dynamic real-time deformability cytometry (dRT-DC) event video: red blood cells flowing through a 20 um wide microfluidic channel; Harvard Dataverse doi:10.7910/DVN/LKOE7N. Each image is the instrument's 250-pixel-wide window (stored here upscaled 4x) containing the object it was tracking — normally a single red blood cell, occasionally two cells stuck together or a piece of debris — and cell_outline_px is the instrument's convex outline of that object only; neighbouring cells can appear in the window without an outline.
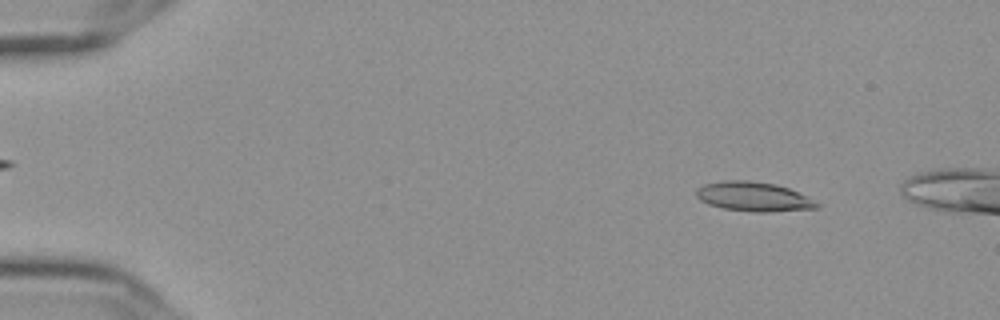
{"species": "Egyptian fruit bat (a non-hibernating species)", "species_latin": "Rousettus aegyptiacus", "temperature_condition": "cold", "stored_images_in_passage": 53, "camera_frame_rate_fps": 3000, "um_per_image_px": 0.085, "frame": {"image": 1, "passage_image": 7, "time_ms": 2.0, "image_size_px": [1000, 320], "cell_outline_px": [[820, 208], [768, 212], [756, 212], [720, 208], [708, 204], [700, 200], [696, 196], [696, 188], [704, 184], [724, 180], [748, 180], [772, 184], [788, 188], [820, 204]], "centroid_in_image_um": [63.99, 16.72], "position_along_channel_um": 21.0, "area_um2": 20.52}}
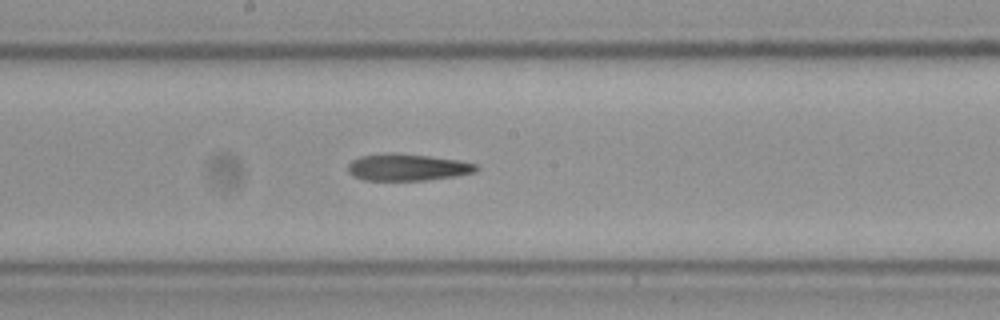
{"frame": {"image": 2, "passage_image": 31, "time_ms": 10.0, "image_size_px": [1000, 320], "cell_outline_px": [[480, 168], [476, 172], [452, 176], [424, 180], [364, 180], [352, 176], [348, 172], [348, 164], [352, 160], [360, 156], [388, 152], [396, 152], [428, 156], [456, 160], [476, 164]], "centroid_in_image_um": [34.58, 14.21], "position_along_channel_um": 213.6, "area_um2": 20.06}}
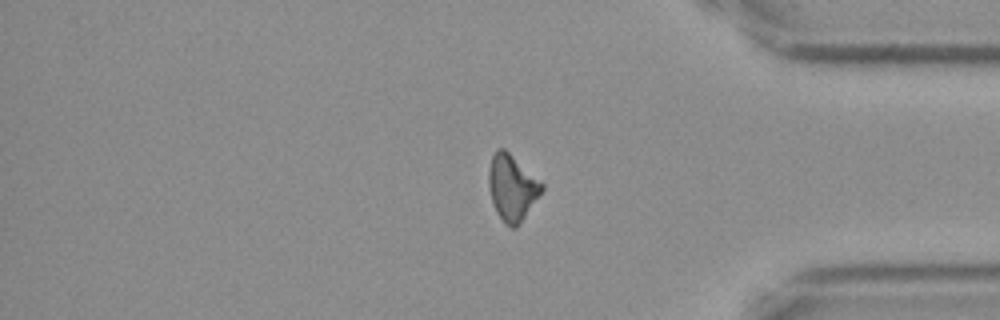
{"frame": {"image": 3, "passage_image": 47, "time_ms": 15.333, "image_size_px": [1000, 320], "cell_outline_px": [[544, 188], [516, 228], [512, 228], [504, 224], [496, 212], [492, 200], [488, 184], [488, 172], [492, 156], [496, 148], [504, 148], [544, 184]], "centroid_in_image_um": [43.5, 15.94], "position_along_channel_um": 391.7, "area_um2": 20.17}}